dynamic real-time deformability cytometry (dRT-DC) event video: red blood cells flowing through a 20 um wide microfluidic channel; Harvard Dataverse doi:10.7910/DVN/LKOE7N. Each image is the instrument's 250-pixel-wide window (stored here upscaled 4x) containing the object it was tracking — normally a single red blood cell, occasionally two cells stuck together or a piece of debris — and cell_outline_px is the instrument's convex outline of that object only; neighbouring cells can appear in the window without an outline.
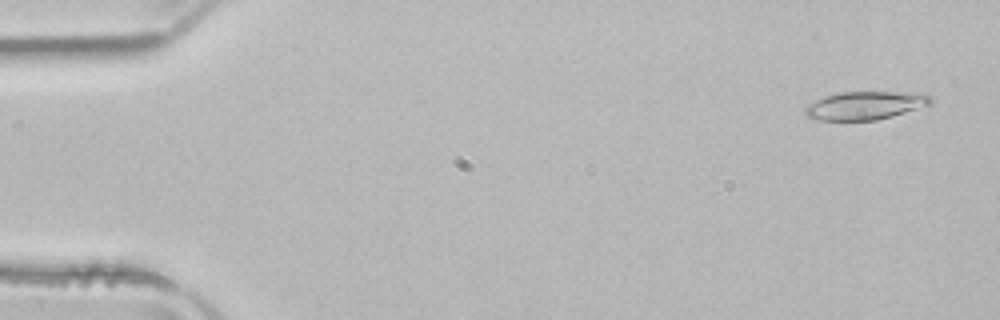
{"species": "common noctule bat (a hibernating species)", "species_latin": "Nyctalus noctula", "temperature_condition": "room temperature", "stored_images_in_passage": 52, "camera_frame_rate_fps": 3000, "um_per_image_px": 0.085, "animal": {"sex": "male", "body_mass_g": 21.5, "forearm_length_mm": 52.0}, "frame": {"image": 1, "passage_image": 3, "time_ms": 0.667, "image_size_px": [1000, 320], "cell_outline_px": [[932, 104], [892, 116], [876, 120], [820, 120], [808, 116], [804, 112], [804, 108], [808, 104], [824, 96], [840, 92], [904, 92], [932, 96]], "centroid_in_image_um": [73.53, 8.96], "position_along_channel_um": 11.5, "area_um2": 20.46}}
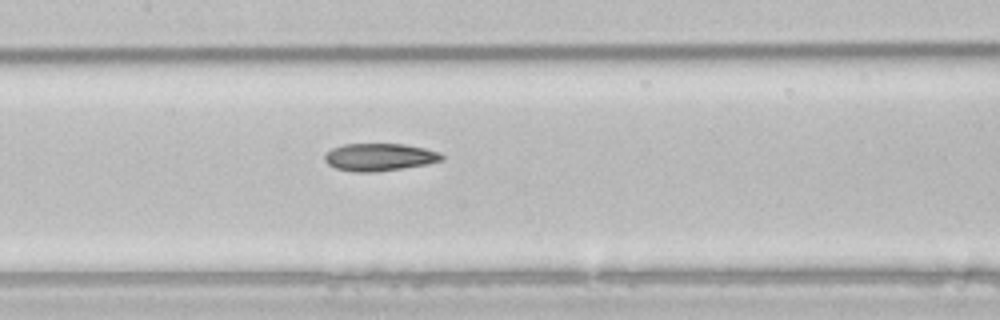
{"frame": {"image": 2, "passage_image": 25, "time_ms": 8.0, "image_size_px": [1000, 320], "cell_outline_px": [[444, 160], [428, 164], [376, 172], [352, 172], [336, 168], [328, 164], [324, 160], [324, 156], [332, 148], [344, 144], [404, 144], [424, 148], [440, 152], [444, 156]], "centroid_in_image_um": [32.27, 13.36], "position_along_channel_um": 175.1, "area_um2": 18.84}}
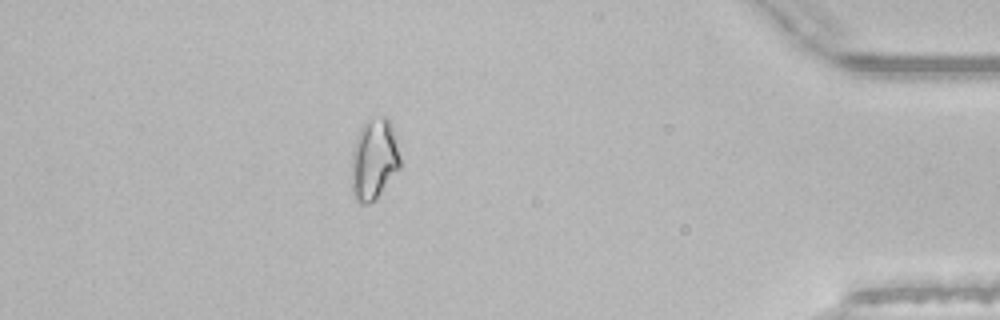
{"frame": {"image": 3, "passage_image": 46, "time_ms": 15.0, "image_size_px": [1000, 320], "cell_outline_px": [[400, 168], [376, 200], [368, 204], [360, 204], [352, 196], [352, 148], [360, 128], [364, 120], [380, 116], [384, 116], [392, 124], [400, 160]], "centroid_in_image_um": [31.77, 13.56], "position_along_channel_um": 403.4, "area_um2": 23.24}, "authors_computed_cell_mechanics": {"area_um2": 20.0277, "velocity_mm_per_s": 3.9227, "shape_relaxation_time_tau1_ms": null, "shape_relaxation_time_tau2_ms": 6.1404, "deformation_change_tau1": null, "deformation_change_tau2": 0.1335}}